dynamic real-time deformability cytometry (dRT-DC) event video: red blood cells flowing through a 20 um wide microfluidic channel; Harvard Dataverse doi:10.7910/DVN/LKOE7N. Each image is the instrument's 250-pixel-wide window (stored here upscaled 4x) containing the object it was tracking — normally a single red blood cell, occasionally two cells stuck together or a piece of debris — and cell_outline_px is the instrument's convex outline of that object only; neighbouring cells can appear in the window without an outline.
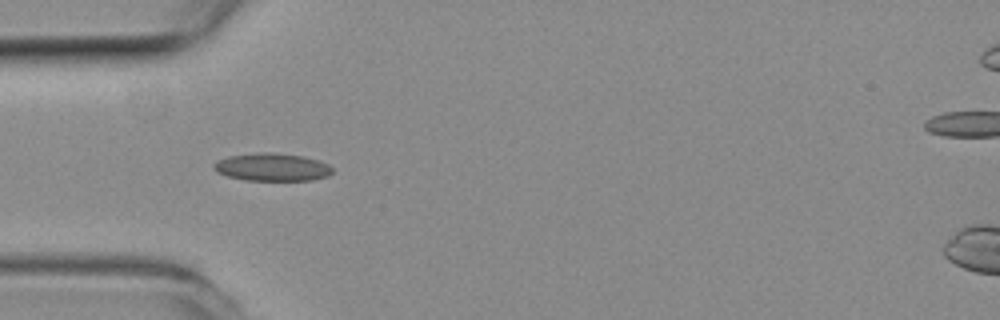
{"species": "common noctule bat (a hibernating species)", "species_latin": "Nyctalus noctula", "temperature_condition": "room temperature", "stored_images_in_passage": 40, "camera_frame_rate_fps": 3000, "um_per_image_px": 0.085, "animal": {"sex": "female", "body_mass_g": 19.3, "forearm_length_mm": 54.1}, "frame": {"image": 1, "passage_image": 4, "time_ms": 1.0, "image_size_px": [1000, 320], "cell_outline_px": [[332, 172], [328, 176], [312, 180], [244, 180], [228, 176], [216, 172], [212, 168], [212, 164], [216, 160], [228, 156], [260, 152], [272, 152], [304, 156], [320, 160], [328, 164], [332, 168]], "centroid_in_image_um": [23.11, 14.2], "position_along_channel_um": 61.9, "area_um2": 19.42}}
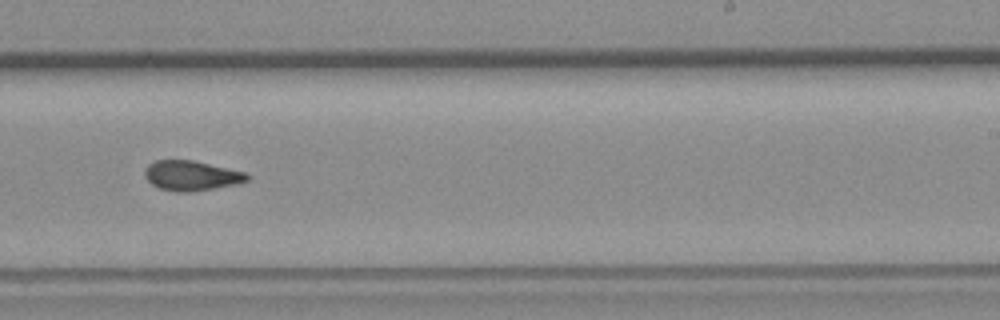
{"frame": {"image": 2, "passage_image": 20, "time_ms": 6.333, "image_size_px": [1000, 320], "cell_outline_px": [[252, 176], [248, 180], [240, 184], [216, 188], [188, 192], [176, 192], [160, 188], [152, 184], [144, 176], [144, 172], [148, 164], [156, 160], [192, 160], [248, 172]], "centroid_in_image_um": [16.33, 14.93], "position_along_channel_um": 272.7, "area_um2": 18.09}}
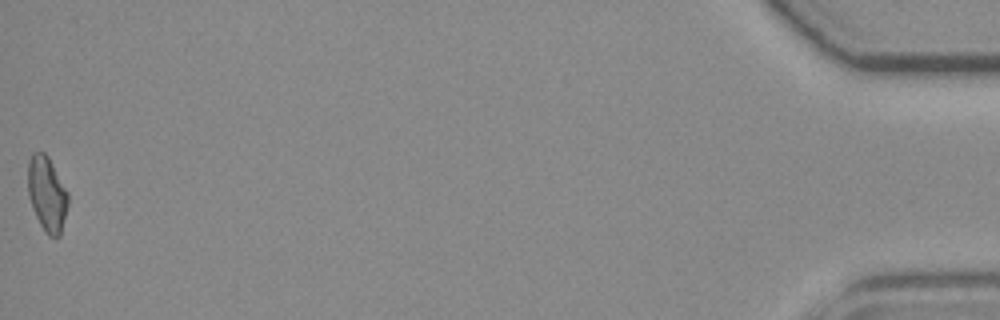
{"frame": {"image": 3, "passage_image": 40, "time_ms": 13.0, "image_size_px": [1000, 320], "cell_outline_px": [[68, 204], [60, 236], [48, 236], [44, 232], [32, 208], [28, 196], [28, 160], [32, 152], [44, 152], [48, 156], [68, 192]], "centroid_in_image_um": [3.98, 16.47], "position_along_channel_um": 431.2, "area_um2": 17.57}, "authors_computed_cell_mechanics": {"area_um2": 17.8891, "velocity_mm_per_s": 3.9819, "shape_relaxation_time_tau1_ms": null, "shape_relaxation_time_tau2_ms": 2.4376, "deformation_change_tau1": null, "deformation_change_tau2": 0.0946}}